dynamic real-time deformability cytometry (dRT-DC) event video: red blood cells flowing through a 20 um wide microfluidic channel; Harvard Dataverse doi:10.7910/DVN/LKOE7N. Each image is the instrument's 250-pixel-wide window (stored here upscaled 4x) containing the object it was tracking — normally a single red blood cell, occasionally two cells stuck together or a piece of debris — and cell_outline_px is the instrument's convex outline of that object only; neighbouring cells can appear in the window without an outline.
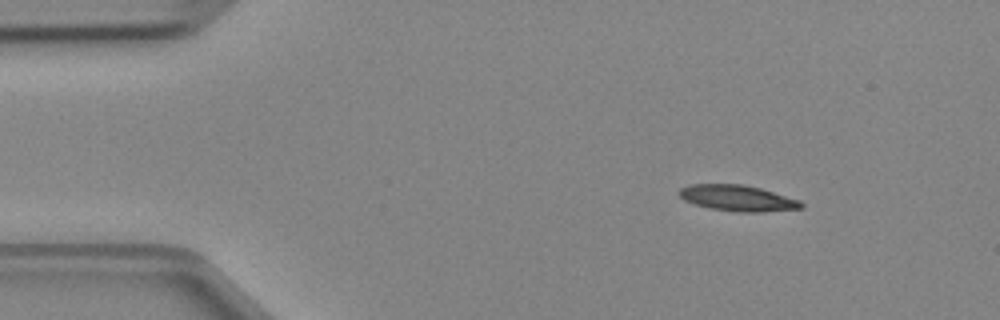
{"species": "Egyptian fruit bat (a non-hibernating species)", "species_latin": "Rousettus aegyptiacus", "temperature_condition": "cold", "stored_images_in_passage": 3, "camera_frame_rate_fps": 3000, "um_per_image_px": 0.085, "animal": {"sex": "female"}, "frame": {"image": 1, "passage_image": 1, "time_ms": 0.0, "image_size_px": [1000, 320], "cell_outline_px": [[804, 208], [760, 212], [736, 212], [712, 208], [696, 204], [684, 200], [680, 196], [680, 188], [688, 184], [744, 184], [760, 188], [800, 200], [804, 204]], "centroid_in_image_um": [62.73, 16.83], "position_along_channel_um": 22.3, "area_um2": 18.38}}
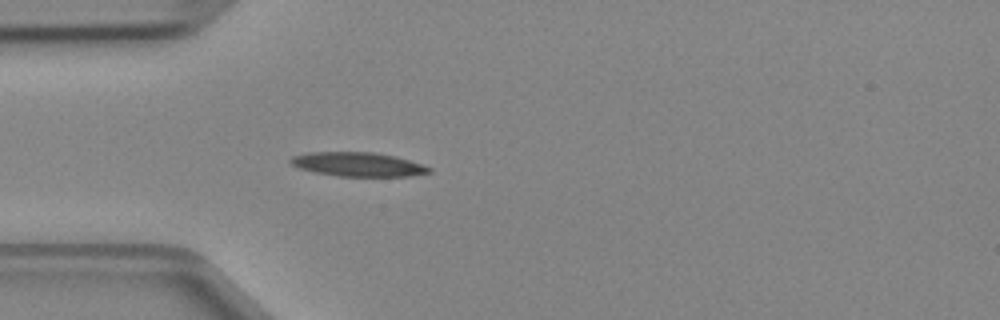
{"frame": {"image": 2, "passage_image": 3, "time_ms": 0.667, "image_size_px": [1000, 320], "cell_outline_px": [[432, 172], [408, 176], [336, 176], [316, 172], [300, 168], [292, 164], [288, 160], [292, 156], [308, 152], [372, 152], [396, 156], [432, 168]], "centroid_in_image_um": [30.41, 13.96], "position_along_channel_um": 54.6, "area_um2": 19.31}}